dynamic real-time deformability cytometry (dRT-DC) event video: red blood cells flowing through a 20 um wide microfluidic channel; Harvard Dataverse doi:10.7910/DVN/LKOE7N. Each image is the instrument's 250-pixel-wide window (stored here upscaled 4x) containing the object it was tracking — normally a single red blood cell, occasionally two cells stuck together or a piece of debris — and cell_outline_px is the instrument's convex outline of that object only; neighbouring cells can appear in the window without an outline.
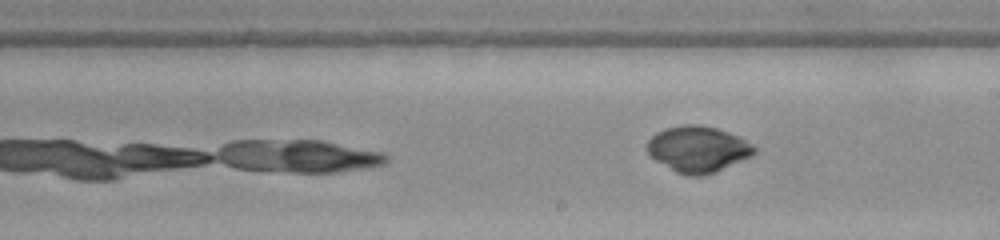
{"species": "common noctule bat (a hibernating species)", "species_latin": "Nyctalus noctula", "temperature_condition": "warm", "stored_images_in_passage": 25, "camera_frame_rate_fps": 3000, "um_per_image_px": 0.085, "animal": {"sex": "female", "body_mass_g": 22.0, "forearm_length_mm": 56.7}, "frame": {"image": 1, "passage_image": 25, "time_ms": 8.0, "image_size_px": [1000, 240], "cell_outline_px": [[756, 152], [752, 156], [716, 172], [704, 176], [688, 176], [676, 172], [656, 160], [648, 152], [648, 140], [656, 132], [664, 128], [680, 124], [700, 124], [716, 128], [740, 136], [752, 144], [756, 148]], "centroid_in_image_um": [59.35, 12.67], "position_along_channel_um": 229.6, "area_um2": 28.96}}